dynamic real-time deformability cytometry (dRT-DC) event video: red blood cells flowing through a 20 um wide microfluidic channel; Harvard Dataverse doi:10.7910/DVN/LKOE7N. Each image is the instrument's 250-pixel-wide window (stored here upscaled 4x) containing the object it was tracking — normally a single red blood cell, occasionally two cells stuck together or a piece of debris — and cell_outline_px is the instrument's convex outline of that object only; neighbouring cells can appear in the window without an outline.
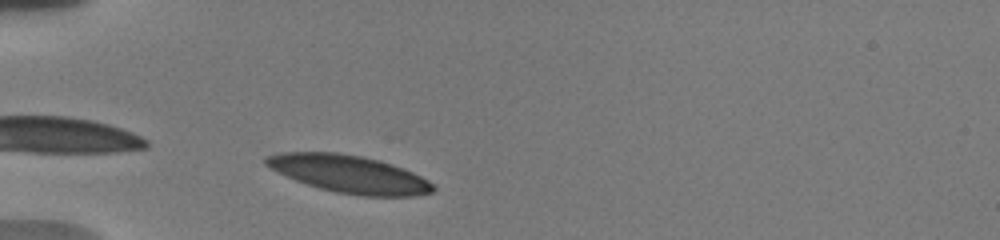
{"species": "human", "species_latin": "Homo sapiens", "temperature_condition": "warm", "stored_images_in_passage": 43, "camera_frame_rate_fps": 3000, "um_per_image_px": 0.085, "donor": {"sex": "male"}, "frame": {"image": 1, "passage_image": 1, "time_ms": 0.0, "image_size_px": [1000, 240], "cell_outline_px": [[436, 188], [432, 192], [412, 196], [360, 196], [336, 192], [320, 188], [296, 180], [276, 172], [264, 164], [264, 156], [276, 152], [336, 152], [360, 156], [380, 160], [392, 164], [412, 172], [436, 184]], "centroid_in_image_um": [29.65, 14.78], "position_along_channel_um": 55.3, "area_um2": 36.7}}
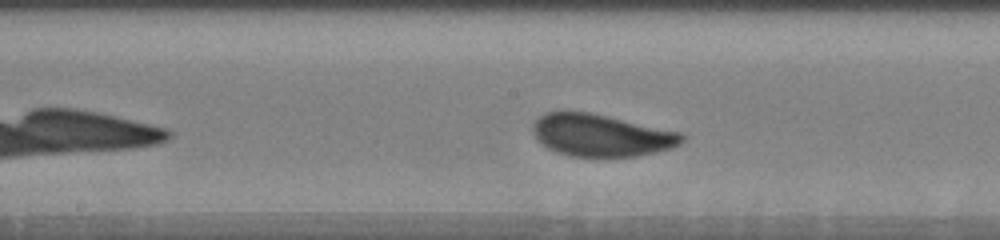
{"frame": {"image": 2, "passage_image": 18, "time_ms": 4.333, "image_size_px": [1000, 240], "cell_outline_px": [[684, 140], [680, 144], [672, 148], [656, 152], [636, 156], [568, 156], [556, 152], [548, 148], [536, 140], [532, 132], [532, 124], [544, 112], [592, 112], [680, 132], [684, 136]], "centroid_in_image_um": [51.07, 11.5], "position_along_channel_um": 197.1, "area_um2": 36.7}}
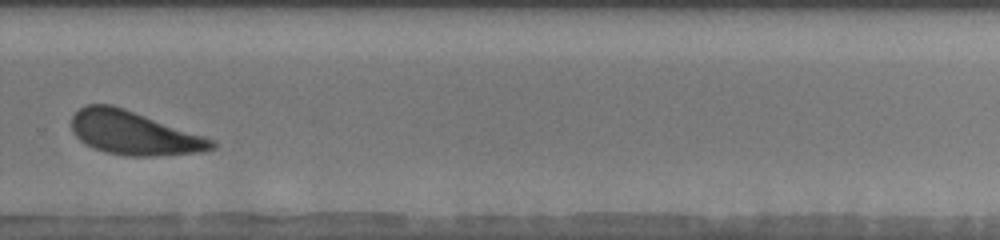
{"frame": {"image": 3, "passage_image": 30, "time_ms": 7.667, "image_size_px": [1000, 240], "cell_outline_px": [[220, 144], [216, 148], [204, 152], [160, 156], [128, 156], [104, 152], [80, 140], [72, 132], [72, 116], [84, 104], [112, 104], [124, 108], [216, 140]], "centroid_in_image_um": [11.43, 11.32], "position_along_channel_um": 318.4, "area_um2": 35.84}, "authors_computed_cell_mechanics": {"area_um2": 36.2984, "velocity_mm_per_s": 3.652, "shape_relaxation_time_tau1_ms": 3.0223, "shape_relaxation_time_tau2_ms": 6.9367, "deformation_change_tau1": 0.1276, "deformation_change_tau2": 0.1248}}